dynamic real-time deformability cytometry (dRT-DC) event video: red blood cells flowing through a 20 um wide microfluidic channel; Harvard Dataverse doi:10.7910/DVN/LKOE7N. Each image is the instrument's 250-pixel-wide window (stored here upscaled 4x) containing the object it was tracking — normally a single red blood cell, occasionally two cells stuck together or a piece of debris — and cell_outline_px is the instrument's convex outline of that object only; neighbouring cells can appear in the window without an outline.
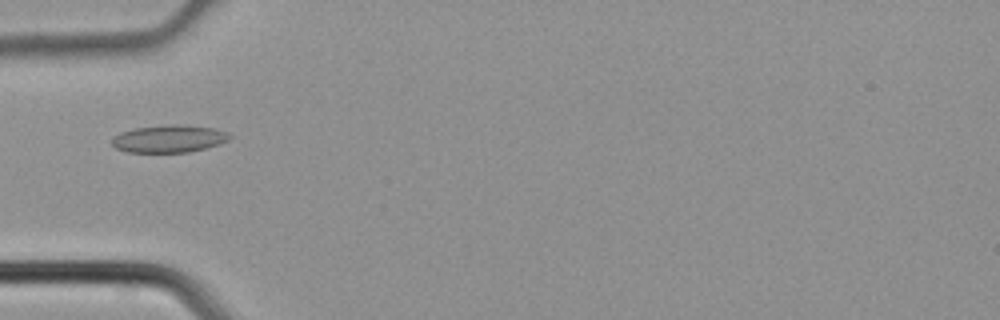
{"species": "common noctule bat (a hibernating species)", "species_latin": "Nyctalus noctula", "temperature_condition": "cold", "stored_images_in_passage": 2, "camera_frame_rate_fps": 3000, "um_per_image_px": 0.085, "animal": {"sex": "male", "body_mass_g": 21.5, "forearm_length_mm": 52.0}, "frame": {"image": 1, "passage_image": 2, "time_ms": 0.333, "image_size_px": [1000, 320], "cell_outline_px": [[232, 136], [228, 140], [220, 144], [188, 152], [128, 152], [116, 148], [112, 144], [112, 136], [120, 132], [136, 128], [172, 124], [180, 124], [212, 128], [228, 132]], "centroid_in_image_um": [14.36, 11.79], "position_along_channel_um": 70.6, "area_um2": 18.79}}